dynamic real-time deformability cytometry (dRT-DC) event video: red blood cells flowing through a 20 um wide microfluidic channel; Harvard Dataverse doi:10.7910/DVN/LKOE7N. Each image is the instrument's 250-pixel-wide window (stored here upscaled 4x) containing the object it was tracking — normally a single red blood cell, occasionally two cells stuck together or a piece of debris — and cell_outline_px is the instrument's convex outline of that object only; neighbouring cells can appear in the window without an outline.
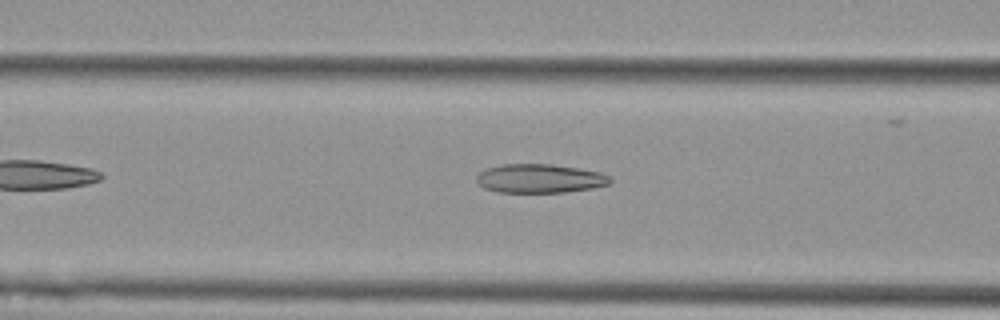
{"species": "Egyptian fruit bat (a non-hibernating species)", "species_latin": "Rousettus aegyptiacus", "temperature_condition": "cold", "stored_images_in_passage": 41, "camera_frame_rate_fps": 3000, "um_per_image_px": 0.085, "animal": {"sex": "female"}, "frame": {"image": 1, "passage_image": 11, "time_ms": 3.333, "image_size_px": [1000, 320], "cell_outline_px": [[612, 180], [608, 184], [592, 188], [564, 192], [496, 192], [484, 188], [476, 180], [476, 176], [484, 168], [500, 164], [552, 164], [600, 172], [608, 176]], "centroid_in_image_um": [45.83, 15.16], "position_along_channel_um": 120.8, "area_um2": 22.43}}
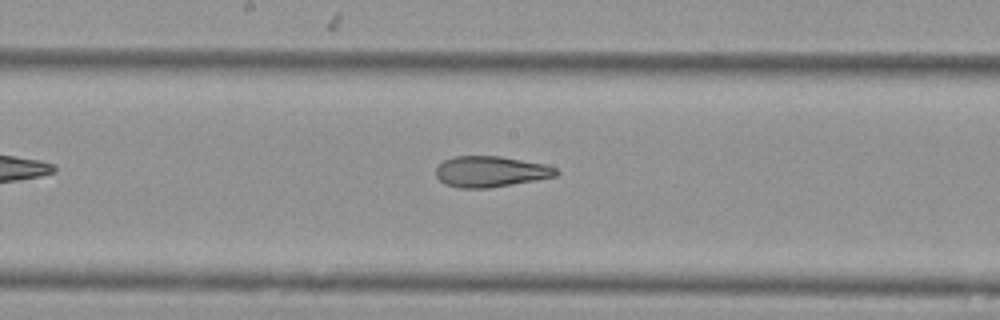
{"frame": {"image": 2, "passage_image": 18, "time_ms": 5.667, "image_size_px": [1000, 320], "cell_outline_px": [[560, 172], [556, 176], [536, 180], [488, 188], [460, 188], [444, 184], [436, 176], [436, 168], [444, 160], [452, 156], [500, 156], [544, 164], [556, 168]], "centroid_in_image_um": [41.69, 14.58], "position_along_channel_um": 206.5, "area_um2": 21.62}}
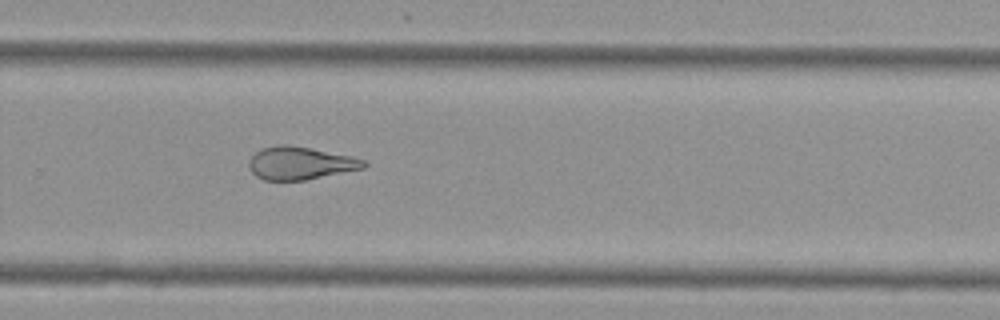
{"frame": {"image": 3, "passage_image": 26, "time_ms": 8.333, "image_size_px": [1000, 320], "cell_outline_px": [[368, 164], [364, 168], [304, 180], [264, 180], [256, 176], [252, 172], [248, 164], [248, 160], [260, 148], [280, 144], [288, 144], [352, 156], [364, 160]], "centroid_in_image_um": [25.5, 13.86], "position_along_channel_um": 304.3, "area_um2": 21.91}, "authors_computed_cell_mechanics": {"area_um2": 23.5824, "velocity_mm_per_s": 3.6817, "shape_relaxation_time_tau1_ms": null, "shape_relaxation_time_tau2_ms": 2.41, "deformation_change_tau1": null, "deformation_change_tau2": 0.1047}}